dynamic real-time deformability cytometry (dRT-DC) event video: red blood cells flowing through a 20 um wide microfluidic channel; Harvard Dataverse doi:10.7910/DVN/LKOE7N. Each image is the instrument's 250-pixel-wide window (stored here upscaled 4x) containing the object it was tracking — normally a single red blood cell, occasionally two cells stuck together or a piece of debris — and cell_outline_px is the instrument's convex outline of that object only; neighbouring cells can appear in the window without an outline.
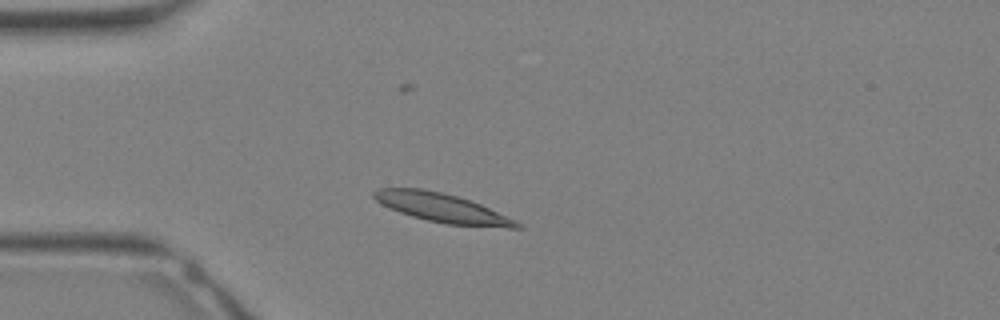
{"species": "Egyptian fruit bat (a non-hibernating species)", "species_latin": "Rousettus aegyptiacus", "temperature_condition": "warm", "stored_images_in_passage": 25, "camera_frame_rate_fps": 3000, "um_per_image_px": 0.085, "animal": {"sex": "female"}, "frame": {"image": 1, "passage_image": 1, "time_ms": 0.0, "image_size_px": [1000, 320], "cell_outline_px": [[524, 228], [508, 228], [444, 224], [412, 216], [400, 212], [380, 204], [372, 196], [372, 192], [380, 188], [420, 188], [440, 192], [456, 196], [480, 204], [516, 220]], "centroid_in_image_um": [37.57, 17.68], "position_along_channel_um": 47.4, "area_um2": 23.93}}
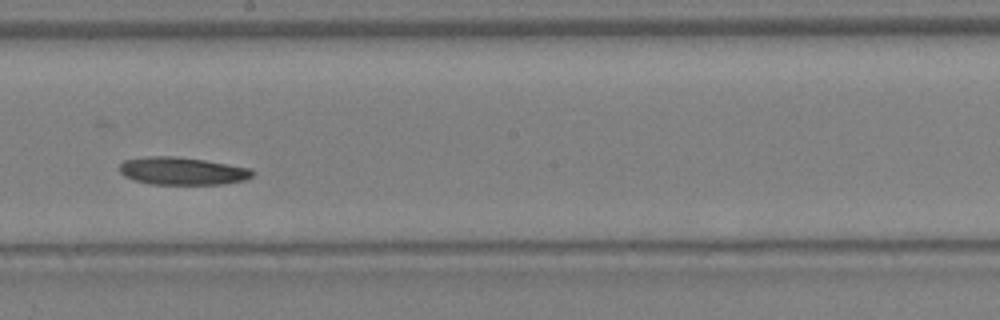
{"frame": {"image": 2, "passage_image": 11, "time_ms": 3.333, "image_size_px": [1000, 320], "cell_outline_px": [[256, 172], [252, 176], [244, 180], [220, 184], [152, 184], [136, 180], [124, 176], [120, 172], [120, 164], [124, 160], [148, 156], [172, 156], [204, 160], [252, 168]], "centroid_in_image_um": [15.51, 14.53], "position_along_channel_um": 232.7, "area_um2": 21.33}}
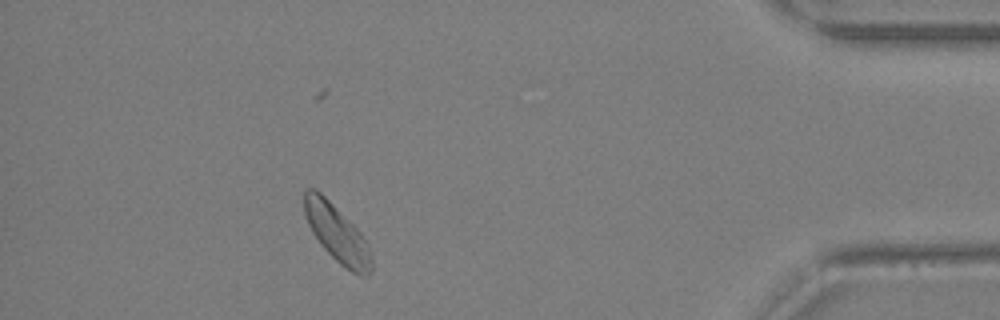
{"frame": {"image": 3, "passage_image": 22, "time_ms": 7.0, "image_size_px": [1000, 320], "cell_outline_px": [[372, 268], [368, 276], [360, 276], [352, 272], [340, 264], [320, 244], [312, 232], [308, 224], [304, 212], [304, 192], [308, 188], [316, 188], [360, 232], [368, 248], [372, 260]], "centroid_in_image_um": [28.62, 19.86], "position_along_channel_um": 406.6, "area_um2": 21.91}}